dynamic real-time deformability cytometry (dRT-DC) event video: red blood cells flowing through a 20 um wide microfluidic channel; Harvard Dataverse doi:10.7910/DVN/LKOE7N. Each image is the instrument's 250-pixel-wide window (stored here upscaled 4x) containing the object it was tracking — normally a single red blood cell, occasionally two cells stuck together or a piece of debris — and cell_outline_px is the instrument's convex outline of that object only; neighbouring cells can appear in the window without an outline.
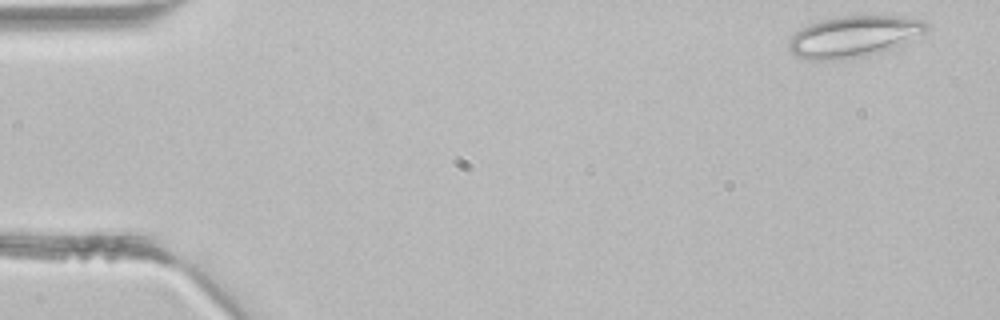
{"species": "common noctule bat (a hibernating species)", "species_latin": "Nyctalus noctula", "temperature_condition": "room temperature", "stored_images_in_passage": 42, "camera_frame_rate_fps": 3000, "um_per_image_px": 0.085, "animal": {"sex": "male", "body_mass_g": 21.5, "forearm_length_mm": 52.0}, "frame": {"image": 1, "passage_image": 1, "time_ms": 0.0, "image_size_px": [1000, 320], "cell_outline_px": [[928, 28], [920, 40], [904, 48], [864, 56], [832, 60], [808, 60], [796, 56], [788, 48], [788, 40], [800, 28], [808, 24], [820, 20], [840, 16], [904, 16], [924, 20], [928, 24]], "centroid_in_image_um": [72.71, 3.12], "position_along_channel_um": 12.3, "area_um2": 34.33}}
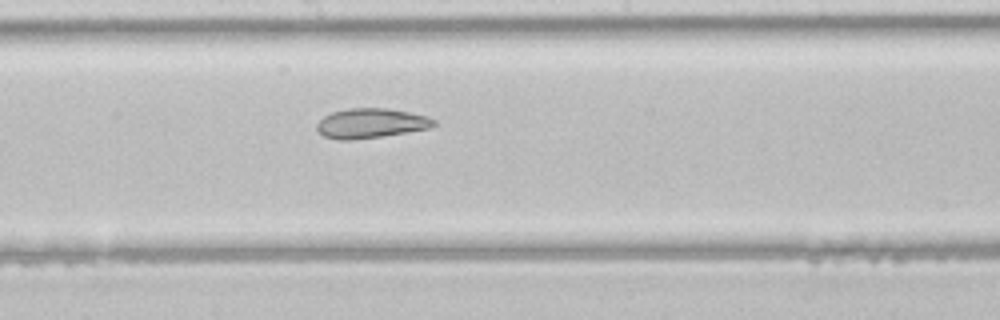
{"frame": {"image": 2, "passage_image": 22, "time_ms": 7.0, "image_size_px": [1000, 320], "cell_outline_px": [[436, 124], [428, 128], [380, 136], [348, 140], [340, 140], [324, 136], [316, 128], [316, 124], [324, 116], [332, 112], [348, 108], [388, 108], [428, 116], [436, 120]], "centroid_in_image_um": [31.51, 10.46], "position_along_channel_um": 216.7, "area_um2": 20.0}}
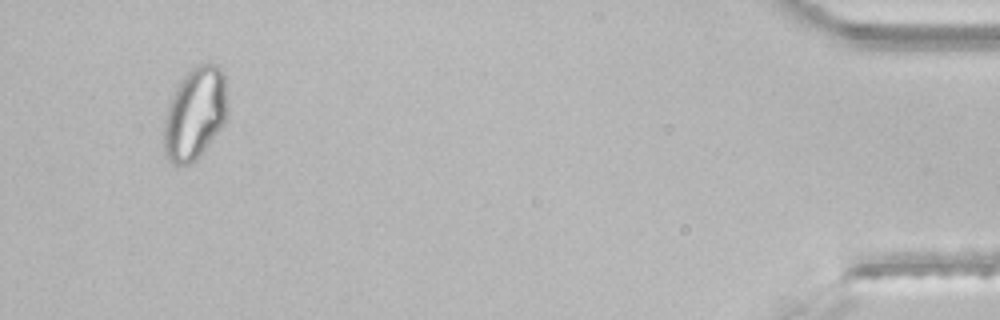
{"frame": {"image": 3, "passage_image": 40, "time_ms": 13.0, "image_size_px": [1000, 320], "cell_outline_px": [[228, 116], [224, 124], [196, 160], [188, 164], [172, 164], [164, 148], [164, 120], [172, 96], [180, 80], [196, 64], [216, 64], [224, 72], [228, 108]], "centroid_in_image_um": [16.61, 9.63], "position_along_channel_um": 418.6, "area_um2": 34.1}}